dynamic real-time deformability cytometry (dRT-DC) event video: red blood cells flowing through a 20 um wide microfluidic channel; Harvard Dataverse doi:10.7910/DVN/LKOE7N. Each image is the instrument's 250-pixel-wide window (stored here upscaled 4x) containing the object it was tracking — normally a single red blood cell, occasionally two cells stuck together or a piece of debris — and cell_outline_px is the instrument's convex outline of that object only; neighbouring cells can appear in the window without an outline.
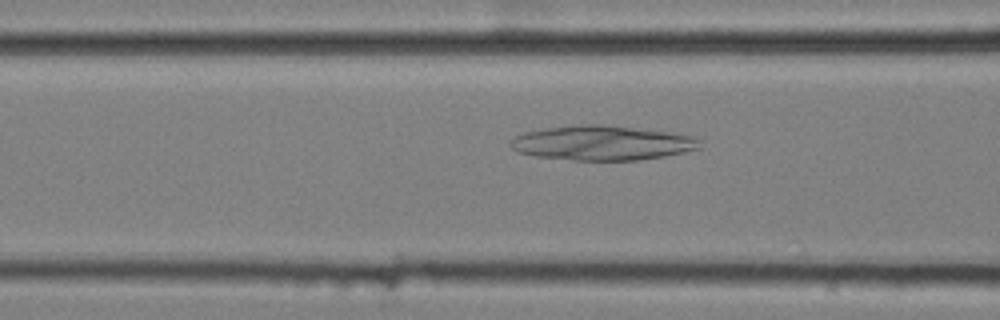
{"species": "common noctule bat (a hibernating species)", "species_latin": "Nyctalus noctula", "temperature_condition": "cold", "stored_images_in_passage": 8, "camera_frame_rate_fps": 3000, "um_per_image_px": 0.085, "animal": {"sex": "female", "body_mass_g": 25.1}, "frame": {"image": 1, "passage_image": 6, "time_ms": 1.667, "image_size_px": [1000, 320], "cell_outline_px": [[700, 148], [684, 152], [664, 156], [636, 160], [572, 160], [536, 156], [520, 152], [512, 148], [508, 144], [508, 140], [524, 132], [544, 128], [580, 124], [604, 124], [668, 132], [692, 136], [696, 140]], "centroid_in_image_um": [51.1, 12.14], "position_along_channel_um": 115.5, "area_um2": 37.97}}